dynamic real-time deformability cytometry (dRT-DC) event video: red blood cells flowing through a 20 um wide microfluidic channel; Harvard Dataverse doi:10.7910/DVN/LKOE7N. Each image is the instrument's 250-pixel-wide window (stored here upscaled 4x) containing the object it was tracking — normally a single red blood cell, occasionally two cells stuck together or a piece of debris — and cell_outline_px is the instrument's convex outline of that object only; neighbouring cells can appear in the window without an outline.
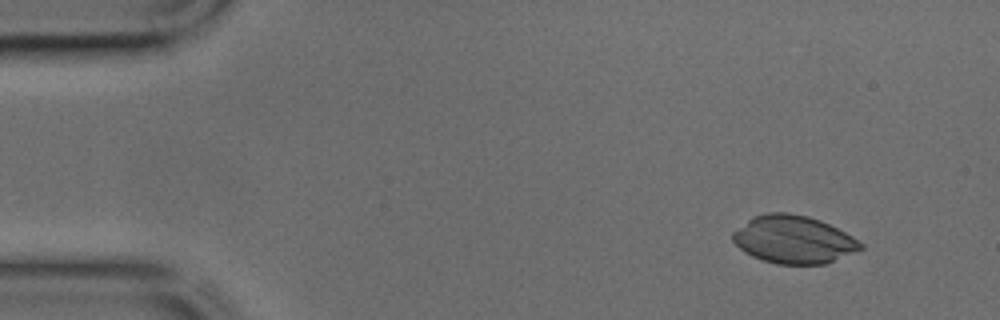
{"species": "common noctule bat (a hibernating species)", "species_latin": "Nyctalus noctula", "temperature_condition": "cold", "stored_images_in_passage": 41, "camera_frame_rate_fps": 3000, "um_per_image_px": 0.085, "animal": {"sex": "male", "body_mass_g": 17.9, "forearm_length_mm": 54.2}, "frame": {"image": 1, "passage_image": 1, "time_ms": 0.0, "image_size_px": [1000, 320], "cell_outline_px": [[864, 248], [824, 264], [776, 264], [752, 256], [744, 252], [732, 240], [732, 232], [752, 216], [768, 212], [788, 212], [808, 216], [820, 220], [852, 236], [864, 244]], "centroid_in_image_um": [67.43, 20.35], "position_along_channel_um": 17.6, "area_um2": 35.55}}
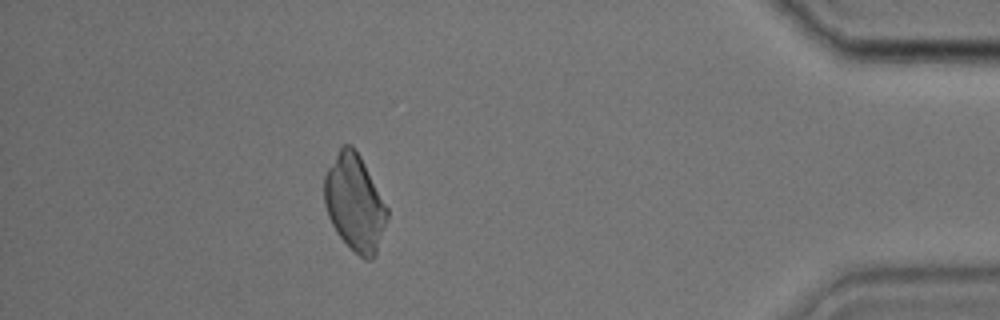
{"frame": {"image": 2, "passage_image": 36, "time_ms": 11.667, "image_size_px": [1000, 320], "cell_outline_px": [[388, 220], [376, 256], [372, 260], [364, 260], [336, 232], [328, 216], [324, 204], [324, 172], [340, 148], [344, 144], [352, 144], [360, 156], [388, 208]], "centroid_in_image_um": [30.15, 17.25], "position_along_channel_um": 405.0, "area_um2": 35.37}}